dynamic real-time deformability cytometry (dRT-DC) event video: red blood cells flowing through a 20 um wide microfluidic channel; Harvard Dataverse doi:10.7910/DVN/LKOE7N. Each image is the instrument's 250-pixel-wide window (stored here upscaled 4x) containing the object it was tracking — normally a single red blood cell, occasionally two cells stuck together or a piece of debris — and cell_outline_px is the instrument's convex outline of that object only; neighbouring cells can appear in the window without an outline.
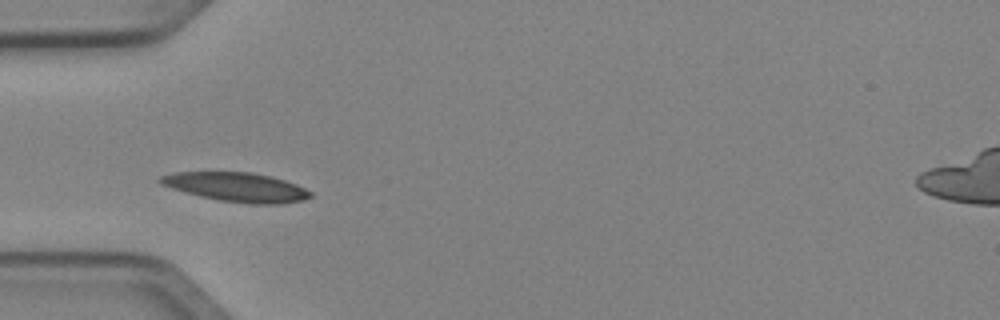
{"species": "Egyptian fruit bat (a non-hibernating species)", "species_latin": "Rousettus aegyptiacus", "temperature_condition": "cold", "stored_images_in_passage": 4, "camera_frame_rate_fps": 3000, "um_per_image_px": 0.085, "animal": {"sex": "female"}, "frame": {"image": 1, "passage_image": 2, "time_ms": 0.333, "image_size_px": [1000, 320], "cell_outline_px": [[312, 196], [304, 200], [280, 204], [248, 204], [220, 200], [200, 196], [172, 188], [160, 184], [156, 180], [160, 176], [176, 172], [252, 172], [284, 180], [296, 184], [312, 192]], "centroid_in_image_um": [20.11, 15.9], "position_along_channel_um": 64.9, "area_um2": 25.43}}
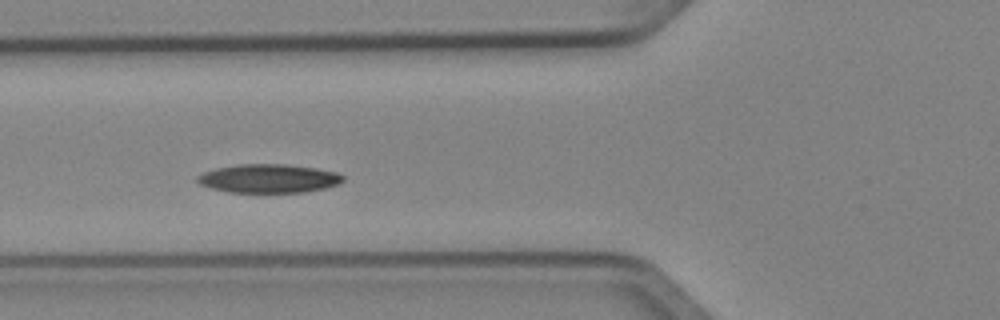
{"frame": {"image": 2, "passage_image": 3, "time_ms": 0.667, "image_size_px": [1000, 320], "cell_outline_px": [[344, 180], [336, 184], [324, 188], [304, 192], [228, 192], [212, 188], [200, 184], [196, 180], [196, 176], [204, 172], [216, 168], [240, 164], [284, 164], [316, 168], [336, 172], [344, 176]], "centroid_in_image_um": [22.82, 15.17], "position_along_channel_um": 103.0, "area_um2": 24.16}}